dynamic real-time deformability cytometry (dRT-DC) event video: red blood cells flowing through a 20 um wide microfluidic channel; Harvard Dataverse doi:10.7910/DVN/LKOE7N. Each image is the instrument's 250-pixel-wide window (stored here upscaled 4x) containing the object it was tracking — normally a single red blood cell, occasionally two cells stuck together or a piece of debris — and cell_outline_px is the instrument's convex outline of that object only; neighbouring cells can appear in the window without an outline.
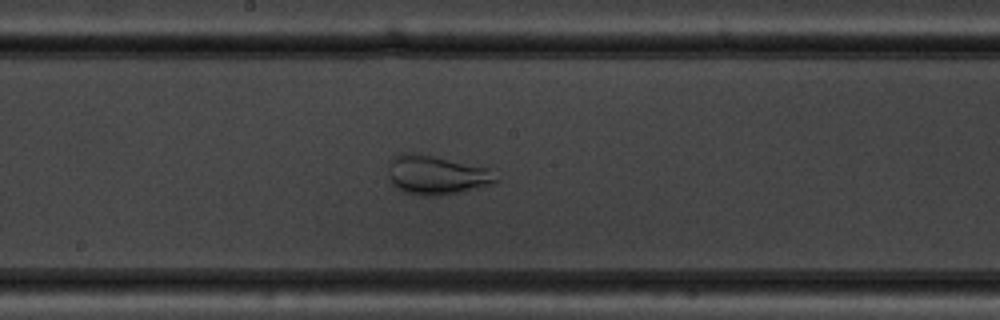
{"species": "common noctule bat (a hibernating species)", "species_latin": "Nyctalus noctula", "temperature_condition": "warm", "stored_images_in_passage": 47, "camera_frame_rate_fps": 3000, "um_per_image_px": 0.085, "animal": {"sex": "male", "body_mass_g": 19.5, "forearm_length_mm": 54.6}, "frame": {"image": 1, "passage_image": 29, "time_ms": 9.333, "image_size_px": [1000, 320], "cell_outline_px": [[500, 180], [496, 184], [440, 196], [420, 196], [400, 192], [392, 184], [388, 176], [388, 168], [392, 156], [400, 152], [412, 152], [432, 156], [488, 168]], "centroid_in_image_um": [37.05, 14.89], "position_along_channel_um": 211.1, "area_um2": 24.91}}
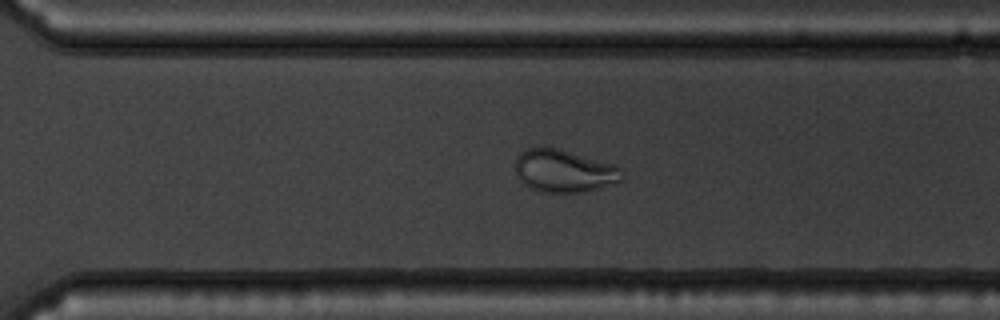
{"frame": {"image": 2, "passage_image": 38, "time_ms": 12.333, "image_size_px": [1000, 320], "cell_outline_px": [[624, 180], [600, 188], [584, 192], [540, 192], [528, 188], [520, 180], [516, 172], [516, 156], [520, 152], [528, 148], [556, 148], [616, 164], [620, 168], [624, 176]], "centroid_in_image_um": [47.97, 14.54], "position_along_channel_um": 322.6, "area_um2": 26.65}}
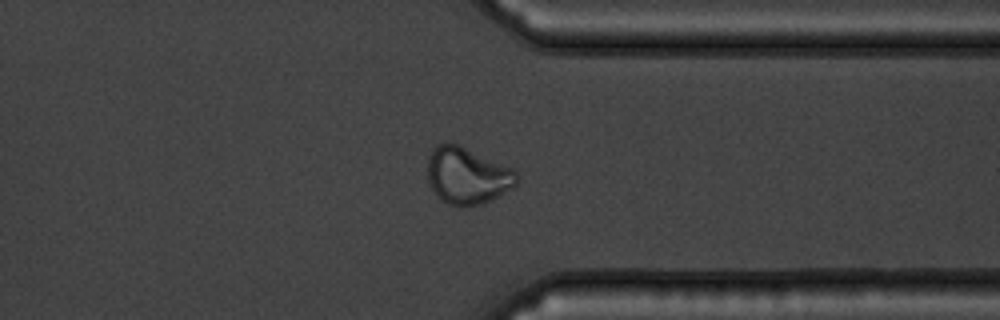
{"frame": {"image": 3, "passage_image": 42, "time_ms": 13.667, "image_size_px": [1000, 320], "cell_outline_px": [[520, 176], [516, 184], [512, 188], [492, 200], [480, 204], [464, 208], [460, 208], [448, 204], [440, 200], [432, 188], [428, 180], [428, 156], [432, 148], [436, 144], [460, 144], [516, 168]], "centroid_in_image_um": [39.76, 14.93], "position_along_channel_um": 371.6, "area_um2": 30.35}}